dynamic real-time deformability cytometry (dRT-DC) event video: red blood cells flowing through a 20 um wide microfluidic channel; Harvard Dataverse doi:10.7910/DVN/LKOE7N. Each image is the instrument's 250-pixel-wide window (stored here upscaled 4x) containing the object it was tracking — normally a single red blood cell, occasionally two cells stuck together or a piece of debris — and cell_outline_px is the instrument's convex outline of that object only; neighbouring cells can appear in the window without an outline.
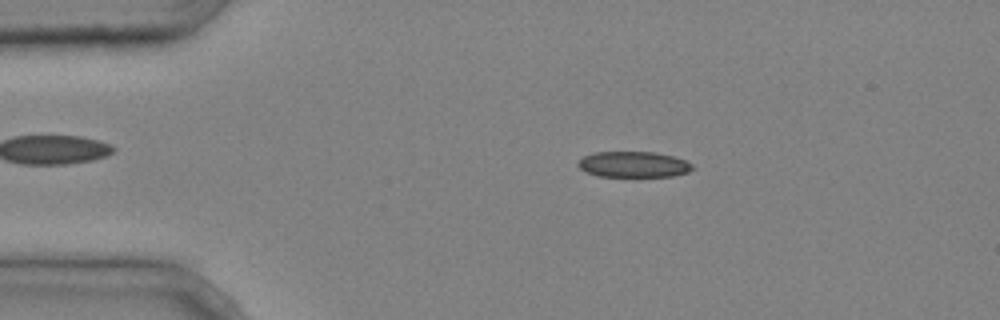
{"species": "common noctule bat (a hibernating species)", "species_latin": "Nyctalus noctula", "temperature_condition": "cold", "stored_images_in_passage": 3, "camera_frame_rate_fps": 3000, "um_per_image_px": 0.085, "animal": {"sex": "male", "body_mass_g": 20.4}, "frame": {"image": 1, "passage_image": 2, "time_ms": 0.333, "image_size_px": [1000, 320], "cell_outline_px": [[696, 168], [688, 172], [672, 176], [600, 176], [588, 172], [580, 168], [576, 164], [584, 156], [592, 152], [656, 152], [672, 156], [684, 160], [692, 164]], "centroid_in_image_um": [53.87, 13.97], "position_along_channel_um": 31.1, "area_um2": 17.11}}